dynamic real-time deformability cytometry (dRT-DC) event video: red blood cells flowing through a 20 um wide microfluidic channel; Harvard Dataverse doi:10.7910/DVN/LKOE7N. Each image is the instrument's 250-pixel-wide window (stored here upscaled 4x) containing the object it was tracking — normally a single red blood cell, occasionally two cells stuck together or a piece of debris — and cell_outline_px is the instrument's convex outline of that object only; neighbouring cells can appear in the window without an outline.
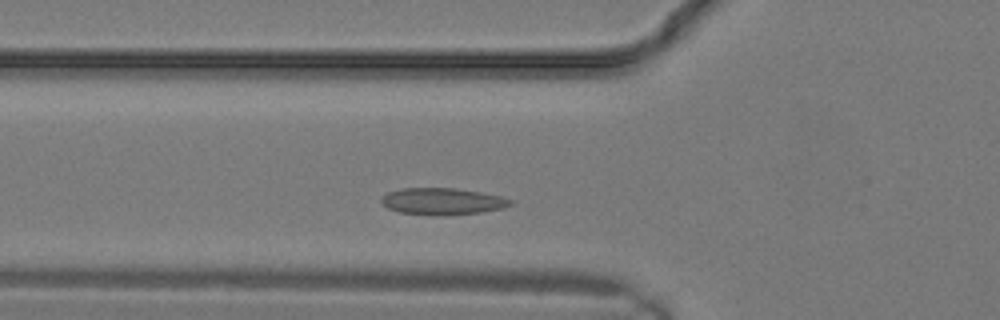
{"species": "common noctule bat (a hibernating species)", "species_latin": "Nyctalus noctula", "temperature_condition": "warm", "stored_images_in_passage": 6, "camera_frame_rate_fps": 3000, "um_per_image_px": 0.085, "animal": {"sex": "male", "body_mass_g": 19.2, "forearm_length_mm": 51.8}, "frame": {"image": 1, "passage_image": 4, "time_ms": 1.0, "image_size_px": [1000, 320], "cell_outline_px": [[516, 204], [504, 208], [480, 212], [444, 216], [436, 216], [400, 212], [388, 208], [380, 204], [380, 200], [388, 192], [404, 188], [456, 188], [480, 192], [500, 196], [516, 200]], "centroid_in_image_um": [37.66, 17.12], "position_along_channel_um": 88.1, "area_um2": 20.4}}
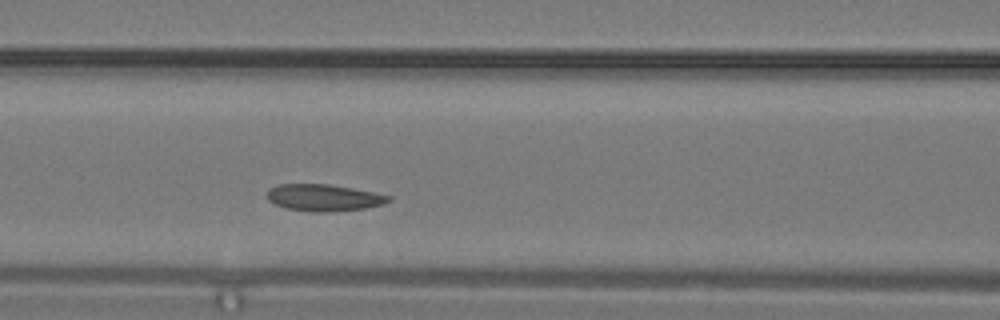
{"frame": {"image": 2, "passage_image": 6, "time_ms": 1.667, "image_size_px": [1000, 320], "cell_outline_px": [[392, 200], [384, 204], [364, 208], [328, 212], [312, 212], [288, 208], [276, 204], [268, 200], [264, 196], [268, 188], [276, 184], [328, 184], [352, 188], [392, 196]], "centroid_in_image_um": [27.48, 16.79], "position_along_channel_um": 139.1, "area_um2": 19.07}}